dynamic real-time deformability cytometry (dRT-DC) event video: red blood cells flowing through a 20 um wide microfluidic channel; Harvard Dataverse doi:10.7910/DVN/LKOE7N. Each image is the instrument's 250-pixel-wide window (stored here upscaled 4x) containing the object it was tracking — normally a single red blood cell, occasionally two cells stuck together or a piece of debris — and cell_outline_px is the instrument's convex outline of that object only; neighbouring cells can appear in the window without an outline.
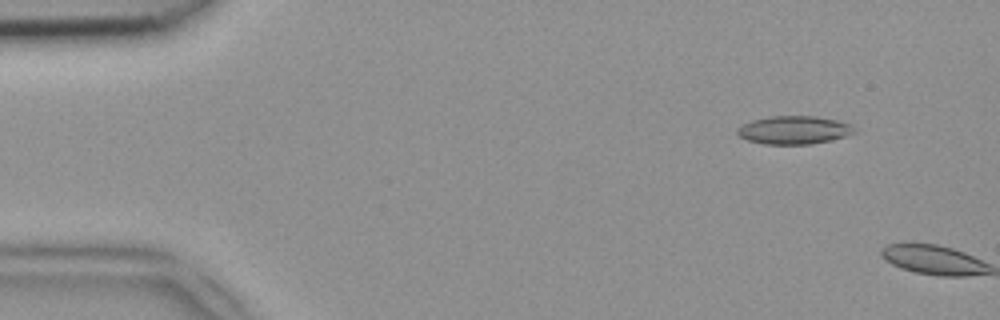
{"species": "common noctule bat (a hibernating species)", "species_latin": "Nyctalus noctula", "temperature_condition": "room temperature", "stored_images_in_passage": 6, "camera_frame_rate_fps": 3000, "um_per_image_px": 0.085, "animal": {"sex": "female", "body_mass_g": 18.4}, "frame": {"image": 1, "passage_image": 5, "time_ms": 1.333, "image_size_px": [1000, 320], "cell_outline_px": [[856, 132], [832, 140], [808, 144], [764, 144], [748, 140], [740, 136], [736, 132], [736, 128], [752, 120], [768, 116], [816, 116], [836, 120], [852, 124], [856, 128]], "centroid_in_image_um": [67.5, 11.04], "position_along_channel_um": 17.5, "area_um2": 19.25}}